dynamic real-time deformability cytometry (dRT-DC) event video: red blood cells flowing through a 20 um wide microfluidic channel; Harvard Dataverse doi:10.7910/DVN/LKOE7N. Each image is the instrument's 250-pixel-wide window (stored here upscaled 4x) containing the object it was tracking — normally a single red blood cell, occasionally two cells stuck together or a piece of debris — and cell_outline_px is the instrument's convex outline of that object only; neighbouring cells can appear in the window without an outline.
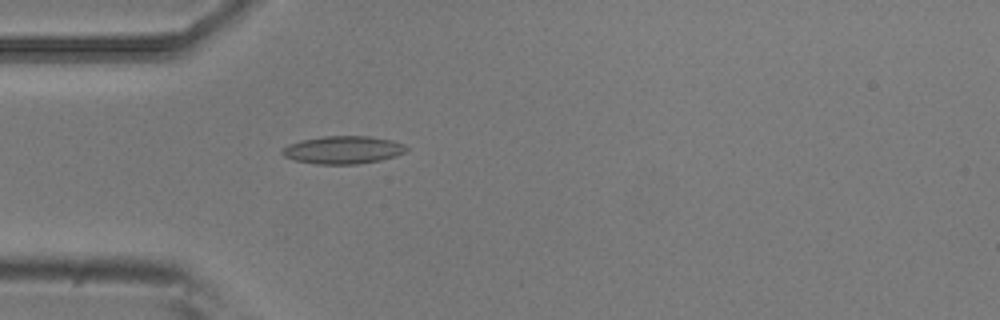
{"species": "common noctule bat (a hibernating species)", "species_latin": "Nyctalus noctula", "temperature_condition": "room temperature", "stored_images_in_passage": 4, "camera_frame_rate_fps": 3000, "um_per_image_px": 0.085, "animal": {"sex": "male", "body_mass_g": 20.5, "forearm_length_mm": 52.5}, "frame": {"image": 1, "passage_image": 4, "time_ms": 1.0, "image_size_px": [1000, 320], "cell_outline_px": [[408, 148], [404, 152], [396, 156], [380, 160], [356, 164], [316, 164], [296, 160], [284, 156], [280, 152], [280, 148], [288, 144], [300, 140], [324, 136], [368, 136], [392, 140], [404, 144]], "centroid_in_image_um": [29.13, 12.73], "position_along_channel_um": 55.9, "area_um2": 20.17}}